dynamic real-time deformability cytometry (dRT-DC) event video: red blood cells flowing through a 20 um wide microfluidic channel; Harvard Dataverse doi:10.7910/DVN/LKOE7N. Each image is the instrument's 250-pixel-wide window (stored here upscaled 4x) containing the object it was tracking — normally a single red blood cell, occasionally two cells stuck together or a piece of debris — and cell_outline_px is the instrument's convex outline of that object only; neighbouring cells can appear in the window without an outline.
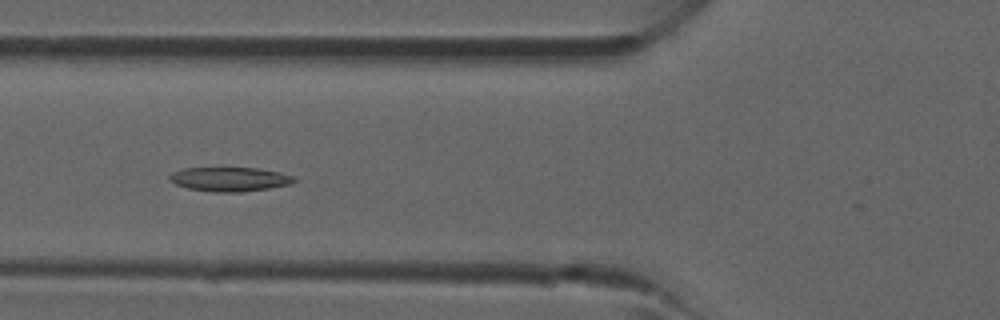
{"species": "common noctule bat (a hibernating species)", "species_latin": "Nyctalus noctula", "temperature_condition": "room temperature", "stored_images_in_passage": 5, "camera_frame_rate_fps": 3000, "um_per_image_px": 0.085, "animal": {"sex": "male", "forearm_length_mm": 52.5}, "frame": {"image": 1, "passage_image": 5, "time_ms": 4.667, "image_size_px": [1000, 320], "cell_outline_px": [[296, 180], [288, 184], [268, 188], [240, 192], [212, 192], [188, 188], [176, 184], [168, 180], [168, 176], [172, 172], [184, 168], [256, 168], [280, 172], [296, 176]], "centroid_in_image_um": [19.5, 15.23], "position_along_channel_um": 106.3, "area_um2": 17.51}}